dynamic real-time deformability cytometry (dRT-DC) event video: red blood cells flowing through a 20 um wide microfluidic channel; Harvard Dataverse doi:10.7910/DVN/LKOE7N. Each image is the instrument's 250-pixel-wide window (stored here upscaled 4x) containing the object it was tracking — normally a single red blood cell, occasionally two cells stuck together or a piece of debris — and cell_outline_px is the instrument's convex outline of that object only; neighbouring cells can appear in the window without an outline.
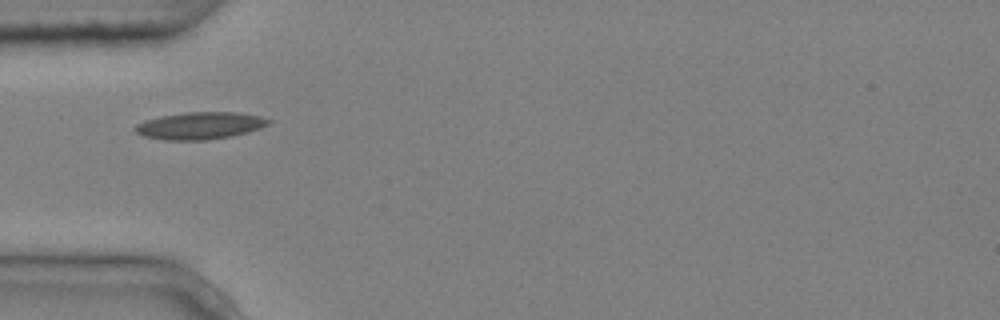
{"species": "common noctule bat (a hibernating species)", "species_latin": "Nyctalus noctula", "temperature_condition": "cold", "stored_images_in_passage": 1, "camera_frame_rate_fps": 3000, "um_per_image_px": 0.085, "animal": {"sex": "male", "body_mass_g": 20.4}, "frame": {"image": 1, "passage_image": 1, "time_ms": 0.0, "image_size_px": [1000, 320], "cell_outline_px": [[272, 120], [268, 124], [260, 128], [248, 132], [232, 136], [208, 140], [164, 140], [144, 136], [136, 132], [132, 128], [136, 124], [144, 120], [184, 112], [240, 112], [260, 116]], "centroid_in_image_um": [17.0, 10.68], "position_along_channel_um": 68.0, "area_um2": 21.21}}